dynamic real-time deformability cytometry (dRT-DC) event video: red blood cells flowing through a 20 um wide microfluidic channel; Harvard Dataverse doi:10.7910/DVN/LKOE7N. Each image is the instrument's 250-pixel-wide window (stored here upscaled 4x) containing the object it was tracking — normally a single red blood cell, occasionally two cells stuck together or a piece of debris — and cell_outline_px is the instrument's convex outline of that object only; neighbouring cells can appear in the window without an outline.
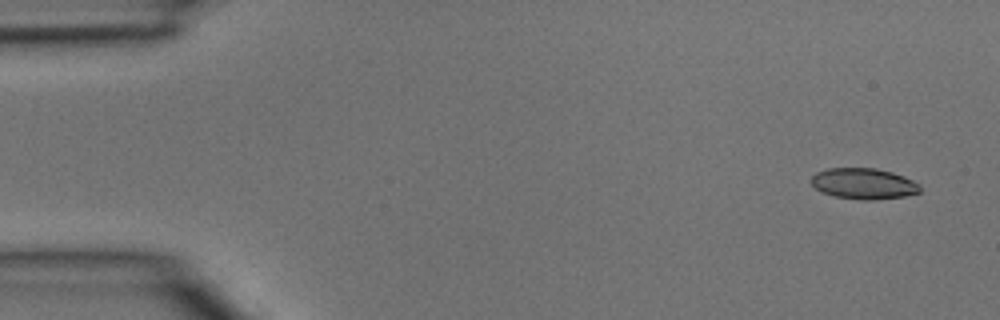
{"species": "common noctule bat (a hibernating species)", "species_latin": "Nyctalus noctula", "temperature_condition": "room temperature", "stored_images_in_passage": 4, "camera_frame_rate_fps": 3000, "um_per_image_px": 0.085, "animal": {"sex": "male", "body_mass_g": 15.6}, "frame": {"image": 1, "passage_image": 1, "time_ms": 0.0, "image_size_px": [1000, 320], "cell_outline_px": [[920, 192], [904, 196], [872, 200], [860, 200], [836, 196], [824, 192], [816, 188], [812, 184], [812, 176], [816, 172], [828, 168], [876, 168], [892, 172], [904, 176], [920, 184]], "centroid_in_image_um": [73.43, 15.6], "position_along_channel_um": 11.6, "area_um2": 19.48}}
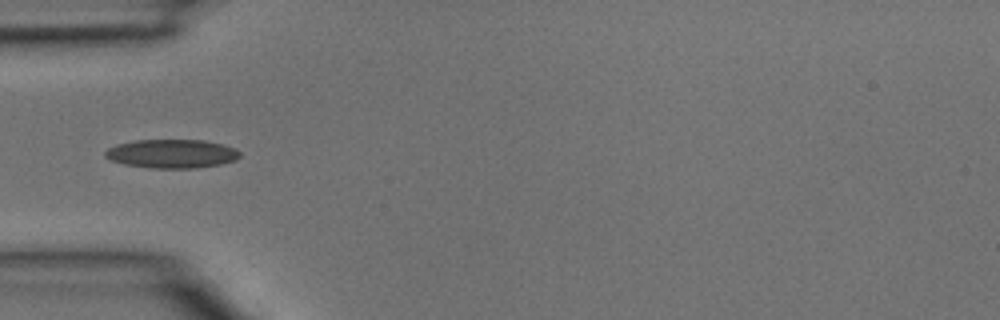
{"frame": {"image": 2, "passage_image": 4, "time_ms": 1.0, "image_size_px": [1000, 320], "cell_outline_px": [[240, 156], [236, 160], [220, 164], [196, 168], [148, 168], [124, 164], [112, 160], [104, 156], [104, 152], [108, 148], [116, 144], [136, 140], [204, 140], [224, 144], [236, 148], [240, 152]], "centroid_in_image_um": [14.61, 13.06], "position_along_channel_um": 70.4, "area_um2": 22.72}}